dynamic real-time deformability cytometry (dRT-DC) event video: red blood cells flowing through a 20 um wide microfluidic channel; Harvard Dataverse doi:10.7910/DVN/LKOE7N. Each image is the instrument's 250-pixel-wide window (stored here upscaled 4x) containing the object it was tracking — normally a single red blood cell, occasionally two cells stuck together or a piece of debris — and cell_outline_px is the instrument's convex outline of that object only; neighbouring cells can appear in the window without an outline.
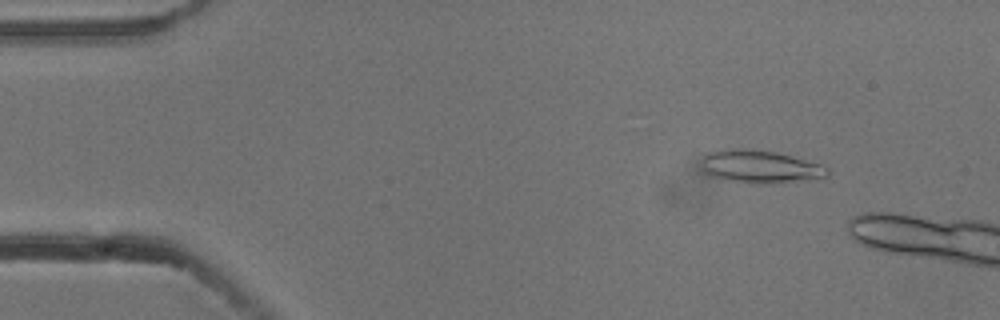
{"species": "common noctule bat (a hibernating species)", "species_latin": "Nyctalus noctula", "temperature_condition": "cold", "stored_images_in_passage": 3, "camera_frame_rate_fps": 3000, "um_per_image_px": 0.085, "animal": {"sex": "male", "body_mass_g": 13.3}, "frame": {"image": 1, "passage_image": 2, "time_ms": 0.333, "image_size_px": [1000, 320], "cell_outline_px": [[828, 176], [796, 180], [760, 184], [756, 184], [708, 176], [704, 172], [700, 164], [704, 156], [708, 152], [728, 148], [744, 148], [776, 152], [820, 164], [828, 168]], "centroid_in_image_um": [64.52, 14.14], "position_along_channel_um": 20.5, "area_um2": 23.76}}